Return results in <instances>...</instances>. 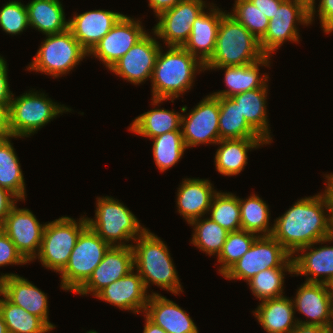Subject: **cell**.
<instances>
[{
	"label": "cell",
	"instance_id": "6da1fadb",
	"mask_svg": "<svg viewBox=\"0 0 333 333\" xmlns=\"http://www.w3.org/2000/svg\"><path fill=\"white\" fill-rule=\"evenodd\" d=\"M332 235L333 226L322 193L295 202L281 217L274 220L271 234L292 256L300 248Z\"/></svg>",
	"mask_w": 333,
	"mask_h": 333
},
{
	"label": "cell",
	"instance_id": "7a4b0ae2",
	"mask_svg": "<svg viewBox=\"0 0 333 333\" xmlns=\"http://www.w3.org/2000/svg\"><path fill=\"white\" fill-rule=\"evenodd\" d=\"M161 46L151 77L152 105L177 99L193 87L196 72H204V65L186 49L169 46L163 53ZM200 71V72H199Z\"/></svg>",
	"mask_w": 333,
	"mask_h": 333
},
{
	"label": "cell",
	"instance_id": "3957f363",
	"mask_svg": "<svg viewBox=\"0 0 333 333\" xmlns=\"http://www.w3.org/2000/svg\"><path fill=\"white\" fill-rule=\"evenodd\" d=\"M134 243V270L142 278L146 290L151 283L175 295L183 292L170 251L160 237L146 229Z\"/></svg>",
	"mask_w": 333,
	"mask_h": 333
},
{
	"label": "cell",
	"instance_id": "277c9868",
	"mask_svg": "<svg viewBox=\"0 0 333 333\" xmlns=\"http://www.w3.org/2000/svg\"><path fill=\"white\" fill-rule=\"evenodd\" d=\"M264 56L260 41L229 12H225L220 21L214 54L204 69L251 64Z\"/></svg>",
	"mask_w": 333,
	"mask_h": 333
},
{
	"label": "cell",
	"instance_id": "5b68a950",
	"mask_svg": "<svg viewBox=\"0 0 333 333\" xmlns=\"http://www.w3.org/2000/svg\"><path fill=\"white\" fill-rule=\"evenodd\" d=\"M89 227L110 246H132L147 228L141 226L137 217L113 197H97L94 219L88 218ZM123 241V242H122Z\"/></svg>",
	"mask_w": 333,
	"mask_h": 333
},
{
	"label": "cell",
	"instance_id": "8992f818",
	"mask_svg": "<svg viewBox=\"0 0 333 333\" xmlns=\"http://www.w3.org/2000/svg\"><path fill=\"white\" fill-rule=\"evenodd\" d=\"M40 93V94H39ZM45 93L30 90L21 96L12 97L8 108L9 133L24 138L38 132L53 118L72 111L47 98Z\"/></svg>",
	"mask_w": 333,
	"mask_h": 333
},
{
	"label": "cell",
	"instance_id": "52a82bcc",
	"mask_svg": "<svg viewBox=\"0 0 333 333\" xmlns=\"http://www.w3.org/2000/svg\"><path fill=\"white\" fill-rule=\"evenodd\" d=\"M86 56H89L88 52L68 29L62 33L46 35L33 61L26 68L58 78L68 74Z\"/></svg>",
	"mask_w": 333,
	"mask_h": 333
},
{
	"label": "cell",
	"instance_id": "ba28073f",
	"mask_svg": "<svg viewBox=\"0 0 333 333\" xmlns=\"http://www.w3.org/2000/svg\"><path fill=\"white\" fill-rule=\"evenodd\" d=\"M88 225L87 217L75 219L62 216L46 222L38 258L49 270L60 273L67 265L70 254L75 247L78 236Z\"/></svg>",
	"mask_w": 333,
	"mask_h": 333
},
{
	"label": "cell",
	"instance_id": "9c48e42d",
	"mask_svg": "<svg viewBox=\"0 0 333 333\" xmlns=\"http://www.w3.org/2000/svg\"><path fill=\"white\" fill-rule=\"evenodd\" d=\"M110 247L87 225L78 236L66 267L59 273L60 288L75 293L92 275Z\"/></svg>",
	"mask_w": 333,
	"mask_h": 333
},
{
	"label": "cell",
	"instance_id": "30bf717a",
	"mask_svg": "<svg viewBox=\"0 0 333 333\" xmlns=\"http://www.w3.org/2000/svg\"><path fill=\"white\" fill-rule=\"evenodd\" d=\"M292 257L271 235L258 236L251 248L222 276L230 280L248 282L260 271L268 268L294 267Z\"/></svg>",
	"mask_w": 333,
	"mask_h": 333
},
{
	"label": "cell",
	"instance_id": "8fae6325",
	"mask_svg": "<svg viewBox=\"0 0 333 333\" xmlns=\"http://www.w3.org/2000/svg\"><path fill=\"white\" fill-rule=\"evenodd\" d=\"M297 23L311 24L310 6L303 0H284L269 20L265 35L259 40L263 53L271 56L287 40L298 43L300 35Z\"/></svg>",
	"mask_w": 333,
	"mask_h": 333
},
{
	"label": "cell",
	"instance_id": "7c38bea8",
	"mask_svg": "<svg viewBox=\"0 0 333 333\" xmlns=\"http://www.w3.org/2000/svg\"><path fill=\"white\" fill-rule=\"evenodd\" d=\"M181 132L186 148L217 144L219 133V97L203 98L188 114L182 115Z\"/></svg>",
	"mask_w": 333,
	"mask_h": 333
},
{
	"label": "cell",
	"instance_id": "4fadbf2b",
	"mask_svg": "<svg viewBox=\"0 0 333 333\" xmlns=\"http://www.w3.org/2000/svg\"><path fill=\"white\" fill-rule=\"evenodd\" d=\"M204 0H182L173 8L157 16L158 23L154 26L153 36L162 39L167 47H182L192 32L196 18L206 9Z\"/></svg>",
	"mask_w": 333,
	"mask_h": 333
},
{
	"label": "cell",
	"instance_id": "5bb4252c",
	"mask_svg": "<svg viewBox=\"0 0 333 333\" xmlns=\"http://www.w3.org/2000/svg\"><path fill=\"white\" fill-rule=\"evenodd\" d=\"M123 15L113 28L93 47L88 55L98 58L110 69L148 32L140 20Z\"/></svg>",
	"mask_w": 333,
	"mask_h": 333
},
{
	"label": "cell",
	"instance_id": "9a60e30c",
	"mask_svg": "<svg viewBox=\"0 0 333 333\" xmlns=\"http://www.w3.org/2000/svg\"><path fill=\"white\" fill-rule=\"evenodd\" d=\"M45 224H40L31 210L15 205L0 228L14 243L17 250L28 261L39 254Z\"/></svg>",
	"mask_w": 333,
	"mask_h": 333
},
{
	"label": "cell",
	"instance_id": "2e32d148",
	"mask_svg": "<svg viewBox=\"0 0 333 333\" xmlns=\"http://www.w3.org/2000/svg\"><path fill=\"white\" fill-rule=\"evenodd\" d=\"M149 32L131 47L109 70L131 82L139 85L152 77L156 59L161 45Z\"/></svg>",
	"mask_w": 333,
	"mask_h": 333
},
{
	"label": "cell",
	"instance_id": "e0dca14e",
	"mask_svg": "<svg viewBox=\"0 0 333 333\" xmlns=\"http://www.w3.org/2000/svg\"><path fill=\"white\" fill-rule=\"evenodd\" d=\"M134 269L132 246H111L88 280L75 292L96 296L109 284L119 280Z\"/></svg>",
	"mask_w": 333,
	"mask_h": 333
},
{
	"label": "cell",
	"instance_id": "ac0fdd59",
	"mask_svg": "<svg viewBox=\"0 0 333 333\" xmlns=\"http://www.w3.org/2000/svg\"><path fill=\"white\" fill-rule=\"evenodd\" d=\"M294 297V310L307 317L306 321L297 318L299 324L333 328V297L326 284L305 282Z\"/></svg>",
	"mask_w": 333,
	"mask_h": 333
},
{
	"label": "cell",
	"instance_id": "d6986e66",
	"mask_svg": "<svg viewBox=\"0 0 333 333\" xmlns=\"http://www.w3.org/2000/svg\"><path fill=\"white\" fill-rule=\"evenodd\" d=\"M0 292L11 303L41 318L52 330L56 327L48 318L47 294L27 279L14 273H1Z\"/></svg>",
	"mask_w": 333,
	"mask_h": 333
},
{
	"label": "cell",
	"instance_id": "ffe728a7",
	"mask_svg": "<svg viewBox=\"0 0 333 333\" xmlns=\"http://www.w3.org/2000/svg\"><path fill=\"white\" fill-rule=\"evenodd\" d=\"M95 297L122 310L139 314L145 311L150 294L147 293L138 272H134L133 269L127 275L106 286Z\"/></svg>",
	"mask_w": 333,
	"mask_h": 333
},
{
	"label": "cell",
	"instance_id": "44dd1931",
	"mask_svg": "<svg viewBox=\"0 0 333 333\" xmlns=\"http://www.w3.org/2000/svg\"><path fill=\"white\" fill-rule=\"evenodd\" d=\"M74 14L73 18L68 20L69 30L88 53L124 15L104 9Z\"/></svg>",
	"mask_w": 333,
	"mask_h": 333
},
{
	"label": "cell",
	"instance_id": "7402d4cb",
	"mask_svg": "<svg viewBox=\"0 0 333 333\" xmlns=\"http://www.w3.org/2000/svg\"><path fill=\"white\" fill-rule=\"evenodd\" d=\"M212 4V5H211ZM210 12L205 10L196 18L192 32L182 46L205 65L213 56L221 18L225 11L211 3Z\"/></svg>",
	"mask_w": 333,
	"mask_h": 333
},
{
	"label": "cell",
	"instance_id": "603a6c76",
	"mask_svg": "<svg viewBox=\"0 0 333 333\" xmlns=\"http://www.w3.org/2000/svg\"><path fill=\"white\" fill-rule=\"evenodd\" d=\"M333 242V235L300 248L293 256L294 274L309 276L305 282L326 284L333 277V246L314 247L315 244ZM313 247V248H312ZM309 252H308V251ZM302 252V253H300ZM299 253L301 255H299ZM311 276V277H310Z\"/></svg>",
	"mask_w": 333,
	"mask_h": 333
},
{
	"label": "cell",
	"instance_id": "cb8c5ba5",
	"mask_svg": "<svg viewBox=\"0 0 333 333\" xmlns=\"http://www.w3.org/2000/svg\"><path fill=\"white\" fill-rule=\"evenodd\" d=\"M151 293L144 316L167 333H199L184 309L159 293Z\"/></svg>",
	"mask_w": 333,
	"mask_h": 333
},
{
	"label": "cell",
	"instance_id": "d4e9b609",
	"mask_svg": "<svg viewBox=\"0 0 333 333\" xmlns=\"http://www.w3.org/2000/svg\"><path fill=\"white\" fill-rule=\"evenodd\" d=\"M208 179H183L177 190V211L188 224L197 218L209 213L212 199L217 193Z\"/></svg>",
	"mask_w": 333,
	"mask_h": 333
},
{
	"label": "cell",
	"instance_id": "484cf974",
	"mask_svg": "<svg viewBox=\"0 0 333 333\" xmlns=\"http://www.w3.org/2000/svg\"><path fill=\"white\" fill-rule=\"evenodd\" d=\"M270 57L265 55L251 64L215 67L214 70H225L224 81L228 89L214 92L212 95L215 97H233L257 88H268L269 76L268 74H262L261 76L259 67L270 66Z\"/></svg>",
	"mask_w": 333,
	"mask_h": 333
},
{
	"label": "cell",
	"instance_id": "4316f807",
	"mask_svg": "<svg viewBox=\"0 0 333 333\" xmlns=\"http://www.w3.org/2000/svg\"><path fill=\"white\" fill-rule=\"evenodd\" d=\"M268 144L263 138L223 139L216 145L215 168L223 176L239 174L248 163V151Z\"/></svg>",
	"mask_w": 333,
	"mask_h": 333
},
{
	"label": "cell",
	"instance_id": "83f0119b",
	"mask_svg": "<svg viewBox=\"0 0 333 333\" xmlns=\"http://www.w3.org/2000/svg\"><path fill=\"white\" fill-rule=\"evenodd\" d=\"M294 305L285 295L262 301L253 311L267 333H290L298 324Z\"/></svg>",
	"mask_w": 333,
	"mask_h": 333
},
{
	"label": "cell",
	"instance_id": "f1b7e54d",
	"mask_svg": "<svg viewBox=\"0 0 333 333\" xmlns=\"http://www.w3.org/2000/svg\"><path fill=\"white\" fill-rule=\"evenodd\" d=\"M26 7L29 26L42 34H58L69 29L60 0H32Z\"/></svg>",
	"mask_w": 333,
	"mask_h": 333
},
{
	"label": "cell",
	"instance_id": "f546056e",
	"mask_svg": "<svg viewBox=\"0 0 333 333\" xmlns=\"http://www.w3.org/2000/svg\"><path fill=\"white\" fill-rule=\"evenodd\" d=\"M268 88H257L231 97L238 105L247 123L268 143L271 144L269 123L267 120L266 100Z\"/></svg>",
	"mask_w": 333,
	"mask_h": 333
},
{
	"label": "cell",
	"instance_id": "4dcf8cb0",
	"mask_svg": "<svg viewBox=\"0 0 333 333\" xmlns=\"http://www.w3.org/2000/svg\"><path fill=\"white\" fill-rule=\"evenodd\" d=\"M181 118L182 114L179 112L156 107L136 117L128 130L151 139L170 131L181 130Z\"/></svg>",
	"mask_w": 333,
	"mask_h": 333
},
{
	"label": "cell",
	"instance_id": "1f68e13d",
	"mask_svg": "<svg viewBox=\"0 0 333 333\" xmlns=\"http://www.w3.org/2000/svg\"><path fill=\"white\" fill-rule=\"evenodd\" d=\"M11 138L18 137L9 135L0 138V187L10 191L20 201H24L26 198L24 175Z\"/></svg>",
	"mask_w": 333,
	"mask_h": 333
},
{
	"label": "cell",
	"instance_id": "d6a6232c",
	"mask_svg": "<svg viewBox=\"0 0 333 333\" xmlns=\"http://www.w3.org/2000/svg\"><path fill=\"white\" fill-rule=\"evenodd\" d=\"M220 140L262 138L241 114L239 105L231 97H219Z\"/></svg>",
	"mask_w": 333,
	"mask_h": 333
},
{
	"label": "cell",
	"instance_id": "836d02e7",
	"mask_svg": "<svg viewBox=\"0 0 333 333\" xmlns=\"http://www.w3.org/2000/svg\"><path fill=\"white\" fill-rule=\"evenodd\" d=\"M241 228L258 236L272 234L273 226L270 225V212L266 201L256 194H250L246 199L239 198ZM261 233V234H260Z\"/></svg>",
	"mask_w": 333,
	"mask_h": 333
},
{
	"label": "cell",
	"instance_id": "e575fe53",
	"mask_svg": "<svg viewBox=\"0 0 333 333\" xmlns=\"http://www.w3.org/2000/svg\"><path fill=\"white\" fill-rule=\"evenodd\" d=\"M0 310L8 333H48L52 329L39 317L11 303L0 292Z\"/></svg>",
	"mask_w": 333,
	"mask_h": 333
},
{
	"label": "cell",
	"instance_id": "d590c367",
	"mask_svg": "<svg viewBox=\"0 0 333 333\" xmlns=\"http://www.w3.org/2000/svg\"><path fill=\"white\" fill-rule=\"evenodd\" d=\"M197 218L189 224L193 226L191 243L209 256H218L226 241L228 231L210 217Z\"/></svg>",
	"mask_w": 333,
	"mask_h": 333
},
{
	"label": "cell",
	"instance_id": "8d00e7d4",
	"mask_svg": "<svg viewBox=\"0 0 333 333\" xmlns=\"http://www.w3.org/2000/svg\"><path fill=\"white\" fill-rule=\"evenodd\" d=\"M151 140H153L154 162L160 172H164L177 164L187 149L181 130L170 131L151 138Z\"/></svg>",
	"mask_w": 333,
	"mask_h": 333
},
{
	"label": "cell",
	"instance_id": "74e56055",
	"mask_svg": "<svg viewBox=\"0 0 333 333\" xmlns=\"http://www.w3.org/2000/svg\"><path fill=\"white\" fill-rule=\"evenodd\" d=\"M210 218L228 232L242 230L239 197L231 192H217L211 202Z\"/></svg>",
	"mask_w": 333,
	"mask_h": 333
},
{
	"label": "cell",
	"instance_id": "f35d334b",
	"mask_svg": "<svg viewBox=\"0 0 333 333\" xmlns=\"http://www.w3.org/2000/svg\"><path fill=\"white\" fill-rule=\"evenodd\" d=\"M285 272L294 274V267H276L260 271L247 283L259 301L283 296Z\"/></svg>",
	"mask_w": 333,
	"mask_h": 333
},
{
	"label": "cell",
	"instance_id": "ab89813d",
	"mask_svg": "<svg viewBox=\"0 0 333 333\" xmlns=\"http://www.w3.org/2000/svg\"><path fill=\"white\" fill-rule=\"evenodd\" d=\"M257 237L258 235L245 230L228 232L222 250L217 256V262L221 263L219 273L223 275L237 262L251 248Z\"/></svg>",
	"mask_w": 333,
	"mask_h": 333
},
{
	"label": "cell",
	"instance_id": "60d3db41",
	"mask_svg": "<svg viewBox=\"0 0 333 333\" xmlns=\"http://www.w3.org/2000/svg\"><path fill=\"white\" fill-rule=\"evenodd\" d=\"M229 14L258 40L265 35L269 19L250 0H236Z\"/></svg>",
	"mask_w": 333,
	"mask_h": 333
},
{
	"label": "cell",
	"instance_id": "b9f144b4",
	"mask_svg": "<svg viewBox=\"0 0 333 333\" xmlns=\"http://www.w3.org/2000/svg\"><path fill=\"white\" fill-rule=\"evenodd\" d=\"M0 27L9 35L20 34L29 28L28 10L21 1L12 0L0 9Z\"/></svg>",
	"mask_w": 333,
	"mask_h": 333
},
{
	"label": "cell",
	"instance_id": "7bdbcfd3",
	"mask_svg": "<svg viewBox=\"0 0 333 333\" xmlns=\"http://www.w3.org/2000/svg\"><path fill=\"white\" fill-rule=\"evenodd\" d=\"M29 263L17 250L14 243L0 228V267L6 265H23ZM1 280V276H0Z\"/></svg>",
	"mask_w": 333,
	"mask_h": 333
},
{
	"label": "cell",
	"instance_id": "ee69618b",
	"mask_svg": "<svg viewBox=\"0 0 333 333\" xmlns=\"http://www.w3.org/2000/svg\"><path fill=\"white\" fill-rule=\"evenodd\" d=\"M324 33H333V0H320L317 8Z\"/></svg>",
	"mask_w": 333,
	"mask_h": 333
},
{
	"label": "cell",
	"instance_id": "f6af8a7d",
	"mask_svg": "<svg viewBox=\"0 0 333 333\" xmlns=\"http://www.w3.org/2000/svg\"><path fill=\"white\" fill-rule=\"evenodd\" d=\"M7 67V61L0 55V104H10L14 96L10 91Z\"/></svg>",
	"mask_w": 333,
	"mask_h": 333
},
{
	"label": "cell",
	"instance_id": "bcb514c9",
	"mask_svg": "<svg viewBox=\"0 0 333 333\" xmlns=\"http://www.w3.org/2000/svg\"><path fill=\"white\" fill-rule=\"evenodd\" d=\"M19 199L7 189L0 187V226Z\"/></svg>",
	"mask_w": 333,
	"mask_h": 333
},
{
	"label": "cell",
	"instance_id": "7dc6e473",
	"mask_svg": "<svg viewBox=\"0 0 333 333\" xmlns=\"http://www.w3.org/2000/svg\"><path fill=\"white\" fill-rule=\"evenodd\" d=\"M270 20L284 0H250Z\"/></svg>",
	"mask_w": 333,
	"mask_h": 333
},
{
	"label": "cell",
	"instance_id": "c3c4849f",
	"mask_svg": "<svg viewBox=\"0 0 333 333\" xmlns=\"http://www.w3.org/2000/svg\"><path fill=\"white\" fill-rule=\"evenodd\" d=\"M327 179L325 183H327L326 185V189L324 190V192H322V194L324 195L326 201H327V205H328V210H329V216H330V221L331 224L333 226V173L332 174H326L325 176Z\"/></svg>",
	"mask_w": 333,
	"mask_h": 333
},
{
	"label": "cell",
	"instance_id": "681fc988",
	"mask_svg": "<svg viewBox=\"0 0 333 333\" xmlns=\"http://www.w3.org/2000/svg\"><path fill=\"white\" fill-rule=\"evenodd\" d=\"M182 0H149V6L153 12H155V16L157 17L162 12L173 8L176 4H178Z\"/></svg>",
	"mask_w": 333,
	"mask_h": 333
},
{
	"label": "cell",
	"instance_id": "f907efd6",
	"mask_svg": "<svg viewBox=\"0 0 333 333\" xmlns=\"http://www.w3.org/2000/svg\"><path fill=\"white\" fill-rule=\"evenodd\" d=\"M290 333H333V328L319 325H304L298 323L297 326Z\"/></svg>",
	"mask_w": 333,
	"mask_h": 333
},
{
	"label": "cell",
	"instance_id": "816d5d0a",
	"mask_svg": "<svg viewBox=\"0 0 333 333\" xmlns=\"http://www.w3.org/2000/svg\"><path fill=\"white\" fill-rule=\"evenodd\" d=\"M9 104H0V138L9 136Z\"/></svg>",
	"mask_w": 333,
	"mask_h": 333
},
{
	"label": "cell",
	"instance_id": "f5cc1de1",
	"mask_svg": "<svg viewBox=\"0 0 333 333\" xmlns=\"http://www.w3.org/2000/svg\"><path fill=\"white\" fill-rule=\"evenodd\" d=\"M143 333H167L160 326L154 324L145 316V326Z\"/></svg>",
	"mask_w": 333,
	"mask_h": 333
},
{
	"label": "cell",
	"instance_id": "db71d44e",
	"mask_svg": "<svg viewBox=\"0 0 333 333\" xmlns=\"http://www.w3.org/2000/svg\"><path fill=\"white\" fill-rule=\"evenodd\" d=\"M303 1H305L310 6V23H312L316 13L315 8L317 3H315L316 2L315 0H303Z\"/></svg>",
	"mask_w": 333,
	"mask_h": 333
},
{
	"label": "cell",
	"instance_id": "11a10c76",
	"mask_svg": "<svg viewBox=\"0 0 333 333\" xmlns=\"http://www.w3.org/2000/svg\"><path fill=\"white\" fill-rule=\"evenodd\" d=\"M0 333H8L6 323L3 319L1 310H0Z\"/></svg>",
	"mask_w": 333,
	"mask_h": 333
},
{
	"label": "cell",
	"instance_id": "9f6ffc18",
	"mask_svg": "<svg viewBox=\"0 0 333 333\" xmlns=\"http://www.w3.org/2000/svg\"><path fill=\"white\" fill-rule=\"evenodd\" d=\"M330 295L333 297V277L326 283Z\"/></svg>",
	"mask_w": 333,
	"mask_h": 333
},
{
	"label": "cell",
	"instance_id": "6f0895ef",
	"mask_svg": "<svg viewBox=\"0 0 333 333\" xmlns=\"http://www.w3.org/2000/svg\"><path fill=\"white\" fill-rule=\"evenodd\" d=\"M86 333H98V332H96L94 330H90V331H87Z\"/></svg>",
	"mask_w": 333,
	"mask_h": 333
}]
</instances>
